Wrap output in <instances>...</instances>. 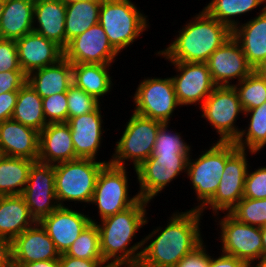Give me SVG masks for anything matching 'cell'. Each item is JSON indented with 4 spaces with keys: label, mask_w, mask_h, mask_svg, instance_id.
Here are the masks:
<instances>
[{
    "label": "cell",
    "mask_w": 266,
    "mask_h": 267,
    "mask_svg": "<svg viewBox=\"0 0 266 267\" xmlns=\"http://www.w3.org/2000/svg\"><path fill=\"white\" fill-rule=\"evenodd\" d=\"M203 216L196 209L175 210L168 217L166 227L157 226L143 237L137 267H175L204 241L200 228Z\"/></svg>",
    "instance_id": "6da1fadb"
},
{
    "label": "cell",
    "mask_w": 266,
    "mask_h": 267,
    "mask_svg": "<svg viewBox=\"0 0 266 267\" xmlns=\"http://www.w3.org/2000/svg\"><path fill=\"white\" fill-rule=\"evenodd\" d=\"M150 202L139 199L134 205L99 222L92 219L99 229L100 251L103 260L112 267H137L143 248V238L137 239V232L147 225L149 217L146 209ZM101 222V223H100ZM132 242V243H131Z\"/></svg>",
    "instance_id": "7a4b0ae2"
},
{
    "label": "cell",
    "mask_w": 266,
    "mask_h": 267,
    "mask_svg": "<svg viewBox=\"0 0 266 267\" xmlns=\"http://www.w3.org/2000/svg\"><path fill=\"white\" fill-rule=\"evenodd\" d=\"M176 33L170 44L154 54L169 62L206 63L211 54L232 37V30L204 9Z\"/></svg>",
    "instance_id": "3957f363"
},
{
    "label": "cell",
    "mask_w": 266,
    "mask_h": 267,
    "mask_svg": "<svg viewBox=\"0 0 266 267\" xmlns=\"http://www.w3.org/2000/svg\"><path fill=\"white\" fill-rule=\"evenodd\" d=\"M148 18L131 0H103L99 11V24L119 54L148 31Z\"/></svg>",
    "instance_id": "277c9868"
},
{
    "label": "cell",
    "mask_w": 266,
    "mask_h": 267,
    "mask_svg": "<svg viewBox=\"0 0 266 267\" xmlns=\"http://www.w3.org/2000/svg\"><path fill=\"white\" fill-rule=\"evenodd\" d=\"M109 162L110 159L77 158L55 164V192L59 206L71 207L67 202L90 205L98 174Z\"/></svg>",
    "instance_id": "5b68a950"
},
{
    "label": "cell",
    "mask_w": 266,
    "mask_h": 267,
    "mask_svg": "<svg viewBox=\"0 0 266 267\" xmlns=\"http://www.w3.org/2000/svg\"><path fill=\"white\" fill-rule=\"evenodd\" d=\"M209 145L197 158L193 159V155L188 157L186 177L190 180L198 202L191 209L200 210L214 196L226 160L238 148L234 142L216 141Z\"/></svg>",
    "instance_id": "8992f818"
},
{
    "label": "cell",
    "mask_w": 266,
    "mask_h": 267,
    "mask_svg": "<svg viewBox=\"0 0 266 267\" xmlns=\"http://www.w3.org/2000/svg\"><path fill=\"white\" fill-rule=\"evenodd\" d=\"M118 141L114 144L115 151L110 158V164L127 167L132 164L134 173L153 151L156 135L163 122L131 113ZM127 164V165H126Z\"/></svg>",
    "instance_id": "52a82bcc"
},
{
    "label": "cell",
    "mask_w": 266,
    "mask_h": 267,
    "mask_svg": "<svg viewBox=\"0 0 266 267\" xmlns=\"http://www.w3.org/2000/svg\"><path fill=\"white\" fill-rule=\"evenodd\" d=\"M127 168L110 163L101 168L90 203L97 208L100 220L126 210L140 199L137 192L133 196L129 194Z\"/></svg>",
    "instance_id": "ba28073f"
},
{
    "label": "cell",
    "mask_w": 266,
    "mask_h": 267,
    "mask_svg": "<svg viewBox=\"0 0 266 267\" xmlns=\"http://www.w3.org/2000/svg\"><path fill=\"white\" fill-rule=\"evenodd\" d=\"M201 118L216 131L219 142H234L242 127L236 124L244 116L239 95L234 86H217L199 107Z\"/></svg>",
    "instance_id": "9c48e42d"
},
{
    "label": "cell",
    "mask_w": 266,
    "mask_h": 267,
    "mask_svg": "<svg viewBox=\"0 0 266 267\" xmlns=\"http://www.w3.org/2000/svg\"><path fill=\"white\" fill-rule=\"evenodd\" d=\"M132 98V112L163 123H171L176 108L181 107L171 77H144Z\"/></svg>",
    "instance_id": "30bf717a"
},
{
    "label": "cell",
    "mask_w": 266,
    "mask_h": 267,
    "mask_svg": "<svg viewBox=\"0 0 266 267\" xmlns=\"http://www.w3.org/2000/svg\"><path fill=\"white\" fill-rule=\"evenodd\" d=\"M248 154L256 152L237 148L226 160L219 186L214 196L199 210L202 214L208 209L213 213H229L243 198L245 177L250 163ZM221 211V212H220Z\"/></svg>",
    "instance_id": "8fae6325"
},
{
    "label": "cell",
    "mask_w": 266,
    "mask_h": 267,
    "mask_svg": "<svg viewBox=\"0 0 266 267\" xmlns=\"http://www.w3.org/2000/svg\"><path fill=\"white\" fill-rule=\"evenodd\" d=\"M212 215L218 222V239L222 245L218 250L248 262L250 265L263 257L261 227L243 224L229 213ZM218 216V217H217ZM218 220V221H217Z\"/></svg>",
    "instance_id": "7c38bea8"
},
{
    "label": "cell",
    "mask_w": 266,
    "mask_h": 267,
    "mask_svg": "<svg viewBox=\"0 0 266 267\" xmlns=\"http://www.w3.org/2000/svg\"><path fill=\"white\" fill-rule=\"evenodd\" d=\"M191 154L151 155L138 168L136 178L139 198L148 202L176 180L178 175H186L188 157Z\"/></svg>",
    "instance_id": "4fadbf2b"
},
{
    "label": "cell",
    "mask_w": 266,
    "mask_h": 267,
    "mask_svg": "<svg viewBox=\"0 0 266 267\" xmlns=\"http://www.w3.org/2000/svg\"><path fill=\"white\" fill-rule=\"evenodd\" d=\"M176 75L171 79L180 106H201L217 87L206 63L169 62ZM178 74V75H177Z\"/></svg>",
    "instance_id": "5bb4252c"
},
{
    "label": "cell",
    "mask_w": 266,
    "mask_h": 267,
    "mask_svg": "<svg viewBox=\"0 0 266 267\" xmlns=\"http://www.w3.org/2000/svg\"><path fill=\"white\" fill-rule=\"evenodd\" d=\"M21 196L36 222L56 210L59 204L55 192L54 165L35 161Z\"/></svg>",
    "instance_id": "9a60e30c"
},
{
    "label": "cell",
    "mask_w": 266,
    "mask_h": 267,
    "mask_svg": "<svg viewBox=\"0 0 266 267\" xmlns=\"http://www.w3.org/2000/svg\"><path fill=\"white\" fill-rule=\"evenodd\" d=\"M118 55L99 23L74 37L64 49V57L72 64L113 65Z\"/></svg>",
    "instance_id": "2e32d148"
},
{
    "label": "cell",
    "mask_w": 266,
    "mask_h": 267,
    "mask_svg": "<svg viewBox=\"0 0 266 267\" xmlns=\"http://www.w3.org/2000/svg\"><path fill=\"white\" fill-rule=\"evenodd\" d=\"M206 64L217 86H234L254 70L233 36L211 54Z\"/></svg>",
    "instance_id": "e0dca14e"
},
{
    "label": "cell",
    "mask_w": 266,
    "mask_h": 267,
    "mask_svg": "<svg viewBox=\"0 0 266 267\" xmlns=\"http://www.w3.org/2000/svg\"><path fill=\"white\" fill-rule=\"evenodd\" d=\"M73 209L72 205L71 208L59 206L39 221L60 254L67 251L91 222L89 214Z\"/></svg>",
    "instance_id": "ac0fdd59"
},
{
    "label": "cell",
    "mask_w": 266,
    "mask_h": 267,
    "mask_svg": "<svg viewBox=\"0 0 266 267\" xmlns=\"http://www.w3.org/2000/svg\"><path fill=\"white\" fill-rule=\"evenodd\" d=\"M101 107L102 104L93 112L72 117L67 121L78 158L98 159L106 131Z\"/></svg>",
    "instance_id": "d6986e66"
},
{
    "label": "cell",
    "mask_w": 266,
    "mask_h": 267,
    "mask_svg": "<svg viewBox=\"0 0 266 267\" xmlns=\"http://www.w3.org/2000/svg\"><path fill=\"white\" fill-rule=\"evenodd\" d=\"M20 68L31 72L57 63L64 57V50L55 42L32 31L15 40Z\"/></svg>",
    "instance_id": "ffe728a7"
},
{
    "label": "cell",
    "mask_w": 266,
    "mask_h": 267,
    "mask_svg": "<svg viewBox=\"0 0 266 267\" xmlns=\"http://www.w3.org/2000/svg\"><path fill=\"white\" fill-rule=\"evenodd\" d=\"M12 264L59 259L60 253L39 222L11 241Z\"/></svg>",
    "instance_id": "44dd1931"
},
{
    "label": "cell",
    "mask_w": 266,
    "mask_h": 267,
    "mask_svg": "<svg viewBox=\"0 0 266 267\" xmlns=\"http://www.w3.org/2000/svg\"><path fill=\"white\" fill-rule=\"evenodd\" d=\"M0 151L3 156L38 161L39 131L13 119L1 122Z\"/></svg>",
    "instance_id": "7402d4cb"
},
{
    "label": "cell",
    "mask_w": 266,
    "mask_h": 267,
    "mask_svg": "<svg viewBox=\"0 0 266 267\" xmlns=\"http://www.w3.org/2000/svg\"><path fill=\"white\" fill-rule=\"evenodd\" d=\"M77 158L67 123H48L39 132L38 161L55 165Z\"/></svg>",
    "instance_id": "603a6c76"
},
{
    "label": "cell",
    "mask_w": 266,
    "mask_h": 267,
    "mask_svg": "<svg viewBox=\"0 0 266 267\" xmlns=\"http://www.w3.org/2000/svg\"><path fill=\"white\" fill-rule=\"evenodd\" d=\"M255 17L244 21L233 31L247 62L255 70L266 59V4Z\"/></svg>",
    "instance_id": "cb8c5ba5"
},
{
    "label": "cell",
    "mask_w": 266,
    "mask_h": 267,
    "mask_svg": "<svg viewBox=\"0 0 266 267\" xmlns=\"http://www.w3.org/2000/svg\"><path fill=\"white\" fill-rule=\"evenodd\" d=\"M66 5L60 0H35L33 31L65 49Z\"/></svg>",
    "instance_id": "d4e9b609"
},
{
    "label": "cell",
    "mask_w": 266,
    "mask_h": 267,
    "mask_svg": "<svg viewBox=\"0 0 266 267\" xmlns=\"http://www.w3.org/2000/svg\"><path fill=\"white\" fill-rule=\"evenodd\" d=\"M27 83L41 98L67 93L73 84L72 63L63 57L55 64L28 74Z\"/></svg>",
    "instance_id": "484cf974"
},
{
    "label": "cell",
    "mask_w": 266,
    "mask_h": 267,
    "mask_svg": "<svg viewBox=\"0 0 266 267\" xmlns=\"http://www.w3.org/2000/svg\"><path fill=\"white\" fill-rule=\"evenodd\" d=\"M35 0H5L0 21V38L23 37L33 31Z\"/></svg>",
    "instance_id": "4316f807"
},
{
    "label": "cell",
    "mask_w": 266,
    "mask_h": 267,
    "mask_svg": "<svg viewBox=\"0 0 266 267\" xmlns=\"http://www.w3.org/2000/svg\"><path fill=\"white\" fill-rule=\"evenodd\" d=\"M35 223L21 195L0 196V236L12 241Z\"/></svg>",
    "instance_id": "83f0119b"
},
{
    "label": "cell",
    "mask_w": 266,
    "mask_h": 267,
    "mask_svg": "<svg viewBox=\"0 0 266 267\" xmlns=\"http://www.w3.org/2000/svg\"><path fill=\"white\" fill-rule=\"evenodd\" d=\"M111 66L89 63L72 64L73 84L103 103V97L112 94L110 92L114 86L113 76L111 77L109 72Z\"/></svg>",
    "instance_id": "f1b7e54d"
},
{
    "label": "cell",
    "mask_w": 266,
    "mask_h": 267,
    "mask_svg": "<svg viewBox=\"0 0 266 267\" xmlns=\"http://www.w3.org/2000/svg\"><path fill=\"white\" fill-rule=\"evenodd\" d=\"M102 1H78L66 5L65 48L74 37L99 23Z\"/></svg>",
    "instance_id": "f546056e"
},
{
    "label": "cell",
    "mask_w": 266,
    "mask_h": 267,
    "mask_svg": "<svg viewBox=\"0 0 266 267\" xmlns=\"http://www.w3.org/2000/svg\"><path fill=\"white\" fill-rule=\"evenodd\" d=\"M34 160L1 156L0 196L21 195L29 178Z\"/></svg>",
    "instance_id": "4dcf8cb0"
},
{
    "label": "cell",
    "mask_w": 266,
    "mask_h": 267,
    "mask_svg": "<svg viewBox=\"0 0 266 267\" xmlns=\"http://www.w3.org/2000/svg\"><path fill=\"white\" fill-rule=\"evenodd\" d=\"M11 119L39 132L48 124L43 113L42 98L27 82L19 89Z\"/></svg>",
    "instance_id": "1f68e13d"
},
{
    "label": "cell",
    "mask_w": 266,
    "mask_h": 267,
    "mask_svg": "<svg viewBox=\"0 0 266 267\" xmlns=\"http://www.w3.org/2000/svg\"><path fill=\"white\" fill-rule=\"evenodd\" d=\"M243 118L248 119V124L245 129H241L234 143L240 149L259 154L266 147V102L257 108L244 111Z\"/></svg>",
    "instance_id": "d6a6232c"
},
{
    "label": "cell",
    "mask_w": 266,
    "mask_h": 267,
    "mask_svg": "<svg viewBox=\"0 0 266 267\" xmlns=\"http://www.w3.org/2000/svg\"><path fill=\"white\" fill-rule=\"evenodd\" d=\"M264 3L266 0H211L203 9L233 31L242 23L240 17L261 8Z\"/></svg>",
    "instance_id": "836d02e7"
},
{
    "label": "cell",
    "mask_w": 266,
    "mask_h": 267,
    "mask_svg": "<svg viewBox=\"0 0 266 267\" xmlns=\"http://www.w3.org/2000/svg\"><path fill=\"white\" fill-rule=\"evenodd\" d=\"M244 111L257 108L266 102V79L253 70L246 78L234 84Z\"/></svg>",
    "instance_id": "e575fe53"
},
{
    "label": "cell",
    "mask_w": 266,
    "mask_h": 267,
    "mask_svg": "<svg viewBox=\"0 0 266 267\" xmlns=\"http://www.w3.org/2000/svg\"><path fill=\"white\" fill-rule=\"evenodd\" d=\"M64 254L87 260H103L97 224L90 222Z\"/></svg>",
    "instance_id": "d590c367"
},
{
    "label": "cell",
    "mask_w": 266,
    "mask_h": 267,
    "mask_svg": "<svg viewBox=\"0 0 266 267\" xmlns=\"http://www.w3.org/2000/svg\"><path fill=\"white\" fill-rule=\"evenodd\" d=\"M170 123H163L156 135L152 155L193 154L191 145L185 141L182 132L169 129ZM172 130V131H171ZM184 139V140H183Z\"/></svg>",
    "instance_id": "8d00e7d4"
},
{
    "label": "cell",
    "mask_w": 266,
    "mask_h": 267,
    "mask_svg": "<svg viewBox=\"0 0 266 267\" xmlns=\"http://www.w3.org/2000/svg\"><path fill=\"white\" fill-rule=\"evenodd\" d=\"M229 214L243 224L257 227L266 226V198L243 197Z\"/></svg>",
    "instance_id": "74e56055"
},
{
    "label": "cell",
    "mask_w": 266,
    "mask_h": 267,
    "mask_svg": "<svg viewBox=\"0 0 266 267\" xmlns=\"http://www.w3.org/2000/svg\"><path fill=\"white\" fill-rule=\"evenodd\" d=\"M68 120L95 111L100 105L94 96L72 84L67 91Z\"/></svg>",
    "instance_id": "f35d334b"
},
{
    "label": "cell",
    "mask_w": 266,
    "mask_h": 267,
    "mask_svg": "<svg viewBox=\"0 0 266 267\" xmlns=\"http://www.w3.org/2000/svg\"><path fill=\"white\" fill-rule=\"evenodd\" d=\"M67 93L42 98V108L47 123H67Z\"/></svg>",
    "instance_id": "ab89813d"
},
{
    "label": "cell",
    "mask_w": 266,
    "mask_h": 267,
    "mask_svg": "<svg viewBox=\"0 0 266 267\" xmlns=\"http://www.w3.org/2000/svg\"><path fill=\"white\" fill-rule=\"evenodd\" d=\"M252 171L249 167L245 177L243 197L251 199L266 198V166H258Z\"/></svg>",
    "instance_id": "60d3db41"
},
{
    "label": "cell",
    "mask_w": 266,
    "mask_h": 267,
    "mask_svg": "<svg viewBox=\"0 0 266 267\" xmlns=\"http://www.w3.org/2000/svg\"><path fill=\"white\" fill-rule=\"evenodd\" d=\"M23 71L18 61L15 40L0 38V72Z\"/></svg>",
    "instance_id": "b9f144b4"
},
{
    "label": "cell",
    "mask_w": 266,
    "mask_h": 267,
    "mask_svg": "<svg viewBox=\"0 0 266 267\" xmlns=\"http://www.w3.org/2000/svg\"><path fill=\"white\" fill-rule=\"evenodd\" d=\"M207 250L208 245L206 246L203 241L191 253L183 257L175 267H209L210 254Z\"/></svg>",
    "instance_id": "7bdbcfd3"
},
{
    "label": "cell",
    "mask_w": 266,
    "mask_h": 267,
    "mask_svg": "<svg viewBox=\"0 0 266 267\" xmlns=\"http://www.w3.org/2000/svg\"><path fill=\"white\" fill-rule=\"evenodd\" d=\"M27 82L23 71L0 72V95L9 91H19Z\"/></svg>",
    "instance_id": "ee69618b"
},
{
    "label": "cell",
    "mask_w": 266,
    "mask_h": 267,
    "mask_svg": "<svg viewBox=\"0 0 266 267\" xmlns=\"http://www.w3.org/2000/svg\"><path fill=\"white\" fill-rule=\"evenodd\" d=\"M19 91H9L0 95V123L11 119Z\"/></svg>",
    "instance_id": "f6af8a7d"
},
{
    "label": "cell",
    "mask_w": 266,
    "mask_h": 267,
    "mask_svg": "<svg viewBox=\"0 0 266 267\" xmlns=\"http://www.w3.org/2000/svg\"><path fill=\"white\" fill-rule=\"evenodd\" d=\"M60 267H108L104 260H87L74 258L64 253L59 256Z\"/></svg>",
    "instance_id": "bcb514c9"
},
{
    "label": "cell",
    "mask_w": 266,
    "mask_h": 267,
    "mask_svg": "<svg viewBox=\"0 0 266 267\" xmlns=\"http://www.w3.org/2000/svg\"><path fill=\"white\" fill-rule=\"evenodd\" d=\"M220 253L216 258L214 254L210 255L209 267H250V264L246 261L222 252Z\"/></svg>",
    "instance_id": "7dc6e473"
},
{
    "label": "cell",
    "mask_w": 266,
    "mask_h": 267,
    "mask_svg": "<svg viewBox=\"0 0 266 267\" xmlns=\"http://www.w3.org/2000/svg\"><path fill=\"white\" fill-rule=\"evenodd\" d=\"M0 267H13L11 240L0 236Z\"/></svg>",
    "instance_id": "c3c4849f"
},
{
    "label": "cell",
    "mask_w": 266,
    "mask_h": 267,
    "mask_svg": "<svg viewBox=\"0 0 266 267\" xmlns=\"http://www.w3.org/2000/svg\"><path fill=\"white\" fill-rule=\"evenodd\" d=\"M13 267H60L59 259L41 260L25 264H13Z\"/></svg>",
    "instance_id": "681fc988"
},
{
    "label": "cell",
    "mask_w": 266,
    "mask_h": 267,
    "mask_svg": "<svg viewBox=\"0 0 266 267\" xmlns=\"http://www.w3.org/2000/svg\"><path fill=\"white\" fill-rule=\"evenodd\" d=\"M255 71L266 79V59L255 69Z\"/></svg>",
    "instance_id": "f907efd6"
},
{
    "label": "cell",
    "mask_w": 266,
    "mask_h": 267,
    "mask_svg": "<svg viewBox=\"0 0 266 267\" xmlns=\"http://www.w3.org/2000/svg\"><path fill=\"white\" fill-rule=\"evenodd\" d=\"M263 257H266V226L261 227Z\"/></svg>",
    "instance_id": "816d5d0a"
},
{
    "label": "cell",
    "mask_w": 266,
    "mask_h": 267,
    "mask_svg": "<svg viewBox=\"0 0 266 267\" xmlns=\"http://www.w3.org/2000/svg\"><path fill=\"white\" fill-rule=\"evenodd\" d=\"M250 267H266V257H261L259 260L254 261Z\"/></svg>",
    "instance_id": "f5cc1de1"
},
{
    "label": "cell",
    "mask_w": 266,
    "mask_h": 267,
    "mask_svg": "<svg viewBox=\"0 0 266 267\" xmlns=\"http://www.w3.org/2000/svg\"><path fill=\"white\" fill-rule=\"evenodd\" d=\"M62 3H64L65 5L74 3V2H78V1H103V0H60Z\"/></svg>",
    "instance_id": "db71d44e"
},
{
    "label": "cell",
    "mask_w": 266,
    "mask_h": 267,
    "mask_svg": "<svg viewBox=\"0 0 266 267\" xmlns=\"http://www.w3.org/2000/svg\"><path fill=\"white\" fill-rule=\"evenodd\" d=\"M4 2L5 0H0V21H1V16L3 14Z\"/></svg>",
    "instance_id": "11a10c76"
}]
</instances>
